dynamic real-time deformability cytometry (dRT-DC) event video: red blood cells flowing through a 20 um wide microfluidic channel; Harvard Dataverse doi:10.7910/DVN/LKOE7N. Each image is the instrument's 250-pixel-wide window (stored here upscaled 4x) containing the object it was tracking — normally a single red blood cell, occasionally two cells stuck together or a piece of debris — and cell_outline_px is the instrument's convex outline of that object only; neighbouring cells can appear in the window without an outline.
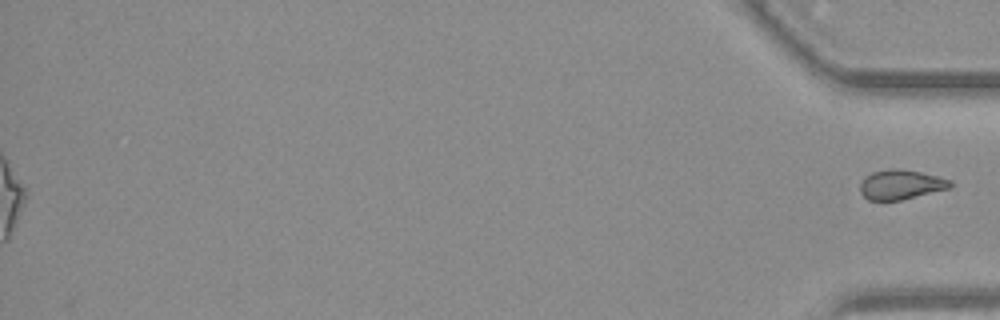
{"species": "common noctule bat (a hibernating species)", "species_latin": "Nyctalus noctula", "temperature_condition": "warm", "stored_images_in_passage": 56, "segment_of_instrument_passage": [2, 2], "camera_frame_rate_fps": 3000, "um_per_image_px": 0.085, "animal": {"sex": "female", "body_mass_g": 19.3, "forearm_length_mm": 54.1}, "frame": {"image": 1, "passage_image": 56, "time_ms": 18.333, "image_size_px": [1000, 320], "cell_outline_px": [[952, 188], [900, 200], [868, 200], [860, 192], [860, 184], [864, 176], [872, 172], [892, 168], [900, 168], [920, 172], [952, 180]], "centroid_in_image_um": [76.57, 15.68], "position_along_channel_um": 358.6, "area_um2": 15.66}}